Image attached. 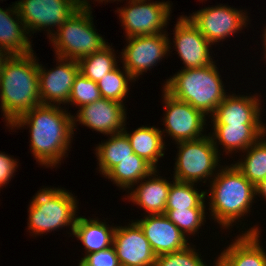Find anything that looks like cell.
I'll return each mask as SVG.
<instances>
[{"label":"cell","instance_id":"5","mask_svg":"<svg viewBox=\"0 0 266 266\" xmlns=\"http://www.w3.org/2000/svg\"><path fill=\"white\" fill-rule=\"evenodd\" d=\"M65 188L45 187L32 197L28 207V231L36 237L69 227L73 234L79 202Z\"/></svg>","mask_w":266,"mask_h":266},{"label":"cell","instance_id":"7","mask_svg":"<svg viewBox=\"0 0 266 266\" xmlns=\"http://www.w3.org/2000/svg\"><path fill=\"white\" fill-rule=\"evenodd\" d=\"M176 144L178 151L173 179L195 184L198 181L207 183L210 178L208 180L210 182L221 166L220 155L210 133L196 140L181 141Z\"/></svg>","mask_w":266,"mask_h":266},{"label":"cell","instance_id":"28","mask_svg":"<svg viewBox=\"0 0 266 266\" xmlns=\"http://www.w3.org/2000/svg\"><path fill=\"white\" fill-rule=\"evenodd\" d=\"M109 43L100 51L85 56L78 60L79 72L94 82L100 81L105 74H108L118 65L116 53Z\"/></svg>","mask_w":266,"mask_h":266},{"label":"cell","instance_id":"38","mask_svg":"<svg viewBox=\"0 0 266 266\" xmlns=\"http://www.w3.org/2000/svg\"><path fill=\"white\" fill-rule=\"evenodd\" d=\"M264 34H262V37H263V41H262V43H263V47H264V52H263V55L265 56L264 58L266 59V26H265V28H264V32H263Z\"/></svg>","mask_w":266,"mask_h":266},{"label":"cell","instance_id":"11","mask_svg":"<svg viewBox=\"0 0 266 266\" xmlns=\"http://www.w3.org/2000/svg\"><path fill=\"white\" fill-rule=\"evenodd\" d=\"M187 17L212 45L234 36L249 24L245 10H237L225 4L205 7Z\"/></svg>","mask_w":266,"mask_h":266},{"label":"cell","instance_id":"22","mask_svg":"<svg viewBox=\"0 0 266 266\" xmlns=\"http://www.w3.org/2000/svg\"><path fill=\"white\" fill-rule=\"evenodd\" d=\"M10 6L12 8L5 10L0 7V47L10 55L29 54L34 51L29 34L20 18L16 3Z\"/></svg>","mask_w":266,"mask_h":266},{"label":"cell","instance_id":"36","mask_svg":"<svg viewBox=\"0 0 266 266\" xmlns=\"http://www.w3.org/2000/svg\"><path fill=\"white\" fill-rule=\"evenodd\" d=\"M256 196L265 198L266 201V178L262 181H260L256 186Z\"/></svg>","mask_w":266,"mask_h":266},{"label":"cell","instance_id":"24","mask_svg":"<svg viewBox=\"0 0 266 266\" xmlns=\"http://www.w3.org/2000/svg\"><path fill=\"white\" fill-rule=\"evenodd\" d=\"M110 226L99 218L87 219L85 216H77L72 235L80 240L85 249L84 255H87L113 246L116 226Z\"/></svg>","mask_w":266,"mask_h":266},{"label":"cell","instance_id":"31","mask_svg":"<svg viewBox=\"0 0 266 266\" xmlns=\"http://www.w3.org/2000/svg\"><path fill=\"white\" fill-rule=\"evenodd\" d=\"M206 208L165 210L167 218L189 239L206 223Z\"/></svg>","mask_w":266,"mask_h":266},{"label":"cell","instance_id":"4","mask_svg":"<svg viewBox=\"0 0 266 266\" xmlns=\"http://www.w3.org/2000/svg\"><path fill=\"white\" fill-rule=\"evenodd\" d=\"M215 64L181 69L166 79L162 88L173 98L189 103L210 117L228 94Z\"/></svg>","mask_w":266,"mask_h":266},{"label":"cell","instance_id":"10","mask_svg":"<svg viewBox=\"0 0 266 266\" xmlns=\"http://www.w3.org/2000/svg\"><path fill=\"white\" fill-rule=\"evenodd\" d=\"M168 36L167 32L126 38L120 60L135 81L172 52Z\"/></svg>","mask_w":266,"mask_h":266},{"label":"cell","instance_id":"15","mask_svg":"<svg viewBox=\"0 0 266 266\" xmlns=\"http://www.w3.org/2000/svg\"><path fill=\"white\" fill-rule=\"evenodd\" d=\"M173 32V47L183 61L182 69L200 68L215 62L210 54L212 44L189 20L187 15H181L177 19Z\"/></svg>","mask_w":266,"mask_h":266},{"label":"cell","instance_id":"26","mask_svg":"<svg viewBox=\"0 0 266 266\" xmlns=\"http://www.w3.org/2000/svg\"><path fill=\"white\" fill-rule=\"evenodd\" d=\"M154 168L135 153L114 166L104 177L123 190H130Z\"/></svg>","mask_w":266,"mask_h":266},{"label":"cell","instance_id":"33","mask_svg":"<svg viewBox=\"0 0 266 266\" xmlns=\"http://www.w3.org/2000/svg\"><path fill=\"white\" fill-rule=\"evenodd\" d=\"M194 246L192 243L182 250L156 256L154 266H208Z\"/></svg>","mask_w":266,"mask_h":266},{"label":"cell","instance_id":"19","mask_svg":"<svg viewBox=\"0 0 266 266\" xmlns=\"http://www.w3.org/2000/svg\"><path fill=\"white\" fill-rule=\"evenodd\" d=\"M256 94V95H255ZM227 94L211 116L212 125L266 124L263 123L261 95Z\"/></svg>","mask_w":266,"mask_h":266},{"label":"cell","instance_id":"39","mask_svg":"<svg viewBox=\"0 0 266 266\" xmlns=\"http://www.w3.org/2000/svg\"><path fill=\"white\" fill-rule=\"evenodd\" d=\"M94 1H95V2L97 1L98 3H100V2L103 3V1H104L105 3H106V2L108 3V2H110V1H113V2H115V1H120V2H121V1H123V0H94Z\"/></svg>","mask_w":266,"mask_h":266},{"label":"cell","instance_id":"17","mask_svg":"<svg viewBox=\"0 0 266 266\" xmlns=\"http://www.w3.org/2000/svg\"><path fill=\"white\" fill-rule=\"evenodd\" d=\"M134 221L144 232L156 256L179 251L192 244L165 214H146Z\"/></svg>","mask_w":266,"mask_h":266},{"label":"cell","instance_id":"21","mask_svg":"<svg viewBox=\"0 0 266 266\" xmlns=\"http://www.w3.org/2000/svg\"><path fill=\"white\" fill-rule=\"evenodd\" d=\"M266 124H230V125H213V132L210 134L214 146L219 155L222 145L223 153L227 155L234 152H243L252 144L257 142L266 134ZM229 153V154H228Z\"/></svg>","mask_w":266,"mask_h":266},{"label":"cell","instance_id":"34","mask_svg":"<svg viewBox=\"0 0 266 266\" xmlns=\"http://www.w3.org/2000/svg\"><path fill=\"white\" fill-rule=\"evenodd\" d=\"M78 266H121L113 246L100 250L99 252L89 253L79 261Z\"/></svg>","mask_w":266,"mask_h":266},{"label":"cell","instance_id":"13","mask_svg":"<svg viewBox=\"0 0 266 266\" xmlns=\"http://www.w3.org/2000/svg\"><path fill=\"white\" fill-rule=\"evenodd\" d=\"M56 57V68L47 69L38 62L39 92L41 104L68 105L72 85L79 73L77 60Z\"/></svg>","mask_w":266,"mask_h":266},{"label":"cell","instance_id":"3","mask_svg":"<svg viewBox=\"0 0 266 266\" xmlns=\"http://www.w3.org/2000/svg\"><path fill=\"white\" fill-rule=\"evenodd\" d=\"M209 183L210 189L205 190V196L210 201L208 209L211 219L221 229L230 230L237 222L242 224L240 219L245 218L244 215L248 216L252 204L255 203L254 198H257L255 185L242 174L234 162L220 166Z\"/></svg>","mask_w":266,"mask_h":266},{"label":"cell","instance_id":"12","mask_svg":"<svg viewBox=\"0 0 266 266\" xmlns=\"http://www.w3.org/2000/svg\"><path fill=\"white\" fill-rule=\"evenodd\" d=\"M164 118L163 125L165 129L161 133L165 139V132L174 143L188 140H196L204 137L207 116L186 102L173 98L163 89ZM205 127V128H204ZM205 129V130H204Z\"/></svg>","mask_w":266,"mask_h":266},{"label":"cell","instance_id":"29","mask_svg":"<svg viewBox=\"0 0 266 266\" xmlns=\"http://www.w3.org/2000/svg\"><path fill=\"white\" fill-rule=\"evenodd\" d=\"M195 187L197 184L173 179L167 197L166 210L206 208L205 191L201 189L200 192Z\"/></svg>","mask_w":266,"mask_h":266},{"label":"cell","instance_id":"9","mask_svg":"<svg viewBox=\"0 0 266 266\" xmlns=\"http://www.w3.org/2000/svg\"><path fill=\"white\" fill-rule=\"evenodd\" d=\"M170 2L129 0L124 7L117 8L125 37L166 33L164 28H167L172 12Z\"/></svg>","mask_w":266,"mask_h":266},{"label":"cell","instance_id":"6","mask_svg":"<svg viewBox=\"0 0 266 266\" xmlns=\"http://www.w3.org/2000/svg\"><path fill=\"white\" fill-rule=\"evenodd\" d=\"M92 8H79L50 37L55 56L79 60L100 51L108 42L93 23Z\"/></svg>","mask_w":266,"mask_h":266},{"label":"cell","instance_id":"8","mask_svg":"<svg viewBox=\"0 0 266 266\" xmlns=\"http://www.w3.org/2000/svg\"><path fill=\"white\" fill-rule=\"evenodd\" d=\"M15 3L29 37L46 29L49 39L54 29L57 31L80 7L91 8L89 0H19Z\"/></svg>","mask_w":266,"mask_h":266},{"label":"cell","instance_id":"1","mask_svg":"<svg viewBox=\"0 0 266 266\" xmlns=\"http://www.w3.org/2000/svg\"><path fill=\"white\" fill-rule=\"evenodd\" d=\"M66 109L65 106L41 104L9 125L11 130L29 127L30 151L36 162L46 168L58 167L68 156L74 130L73 115Z\"/></svg>","mask_w":266,"mask_h":266},{"label":"cell","instance_id":"16","mask_svg":"<svg viewBox=\"0 0 266 266\" xmlns=\"http://www.w3.org/2000/svg\"><path fill=\"white\" fill-rule=\"evenodd\" d=\"M113 247L121 266H154L156 254L140 226L132 220L127 226H117Z\"/></svg>","mask_w":266,"mask_h":266},{"label":"cell","instance_id":"35","mask_svg":"<svg viewBox=\"0 0 266 266\" xmlns=\"http://www.w3.org/2000/svg\"><path fill=\"white\" fill-rule=\"evenodd\" d=\"M18 163L16 158L0 152V189L2 186L6 187V184H9V181L14 177L13 174L17 172Z\"/></svg>","mask_w":266,"mask_h":266},{"label":"cell","instance_id":"37","mask_svg":"<svg viewBox=\"0 0 266 266\" xmlns=\"http://www.w3.org/2000/svg\"><path fill=\"white\" fill-rule=\"evenodd\" d=\"M9 56L10 54L0 47V74L2 72V68L5 61L8 59Z\"/></svg>","mask_w":266,"mask_h":266},{"label":"cell","instance_id":"25","mask_svg":"<svg viewBox=\"0 0 266 266\" xmlns=\"http://www.w3.org/2000/svg\"><path fill=\"white\" fill-rule=\"evenodd\" d=\"M95 150L99 166L98 171L103 176L122 160L134 154L130 142L123 132L111 134L107 140L97 144Z\"/></svg>","mask_w":266,"mask_h":266},{"label":"cell","instance_id":"32","mask_svg":"<svg viewBox=\"0 0 266 266\" xmlns=\"http://www.w3.org/2000/svg\"><path fill=\"white\" fill-rule=\"evenodd\" d=\"M101 98L96 82L83 76L80 72L74 79L68 104L77 108L88 105Z\"/></svg>","mask_w":266,"mask_h":266},{"label":"cell","instance_id":"30","mask_svg":"<svg viewBox=\"0 0 266 266\" xmlns=\"http://www.w3.org/2000/svg\"><path fill=\"white\" fill-rule=\"evenodd\" d=\"M135 82L129 72L123 67L118 66L97 82L102 98L124 103L126 96L129 95V83Z\"/></svg>","mask_w":266,"mask_h":266},{"label":"cell","instance_id":"2","mask_svg":"<svg viewBox=\"0 0 266 266\" xmlns=\"http://www.w3.org/2000/svg\"><path fill=\"white\" fill-rule=\"evenodd\" d=\"M0 109L6 127L17 118L41 105L38 59L34 51L10 55L0 74Z\"/></svg>","mask_w":266,"mask_h":266},{"label":"cell","instance_id":"18","mask_svg":"<svg viewBox=\"0 0 266 266\" xmlns=\"http://www.w3.org/2000/svg\"><path fill=\"white\" fill-rule=\"evenodd\" d=\"M254 226L243 228V233L222 250L215 259L216 266H266V250L260 245L261 229Z\"/></svg>","mask_w":266,"mask_h":266},{"label":"cell","instance_id":"27","mask_svg":"<svg viewBox=\"0 0 266 266\" xmlns=\"http://www.w3.org/2000/svg\"><path fill=\"white\" fill-rule=\"evenodd\" d=\"M266 134L248 147L245 157L235 161L234 165L255 186L266 178Z\"/></svg>","mask_w":266,"mask_h":266},{"label":"cell","instance_id":"14","mask_svg":"<svg viewBox=\"0 0 266 266\" xmlns=\"http://www.w3.org/2000/svg\"><path fill=\"white\" fill-rule=\"evenodd\" d=\"M78 109L76 115L72 116L74 131L77 129L76 125L82 124L93 131L110 136L122 132L127 121L125 103L102 97Z\"/></svg>","mask_w":266,"mask_h":266},{"label":"cell","instance_id":"20","mask_svg":"<svg viewBox=\"0 0 266 266\" xmlns=\"http://www.w3.org/2000/svg\"><path fill=\"white\" fill-rule=\"evenodd\" d=\"M172 182L166 177L162 178L159 169H154L148 176L139 181V184L134 185L125 197L128 198V201L144 209L145 213L164 214Z\"/></svg>","mask_w":266,"mask_h":266},{"label":"cell","instance_id":"23","mask_svg":"<svg viewBox=\"0 0 266 266\" xmlns=\"http://www.w3.org/2000/svg\"><path fill=\"white\" fill-rule=\"evenodd\" d=\"M127 129L125 123L122 132L127 136L134 153L157 169L159 159L164 157V150L167 149L159 127L142 125L132 133Z\"/></svg>","mask_w":266,"mask_h":266}]
</instances>
